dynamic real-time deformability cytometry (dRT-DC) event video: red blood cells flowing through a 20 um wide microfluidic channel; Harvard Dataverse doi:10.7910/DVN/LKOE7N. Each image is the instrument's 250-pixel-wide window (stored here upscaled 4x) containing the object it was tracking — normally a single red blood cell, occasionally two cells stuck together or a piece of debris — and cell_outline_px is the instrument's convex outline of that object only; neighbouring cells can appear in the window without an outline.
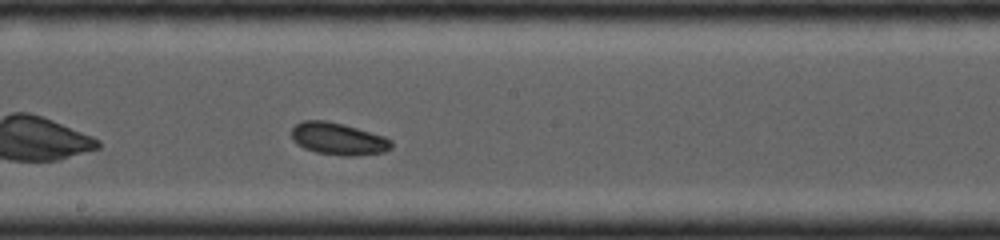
{"species": "common noctule bat (a hibernating species)", "species_latin": "Nyctalus noctula", "temperature_condition": "cold", "stored_images_in_passage": 20, "camera_frame_rate_fps": 4000, "um_per_image_px": 0.085, "animal": {"sex": "female", "body_mass_g": 19.0, "forearm_length_mm": 53.3}, "frame": {"image": 1, "passage_image": 17, "time_ms": 4.5, "image_size_px": [1000, 240], "cell_outline_px": [[392, 148], [384, 152], [356, 156], [340, 156], [316, 152], [304, 148], [296, 144], [292, 140], [292, 128], [296, 124], [304, 120], [328, 120], [344, 124], [384, 136], [392, 140]], "centroid_in_image_um": [28.75, 11.8], "position_along_channel_um": 219.4, "area_um2": 18.96}}